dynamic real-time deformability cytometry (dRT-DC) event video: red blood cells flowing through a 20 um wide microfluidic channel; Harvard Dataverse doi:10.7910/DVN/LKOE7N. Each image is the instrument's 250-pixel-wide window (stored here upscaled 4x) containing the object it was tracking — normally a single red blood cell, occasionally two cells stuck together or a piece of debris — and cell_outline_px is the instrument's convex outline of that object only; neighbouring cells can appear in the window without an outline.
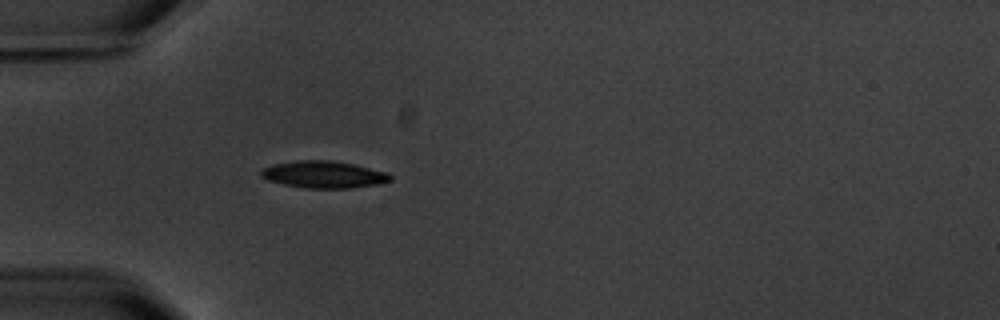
{"species": "common noctule bat (a hibernating species)", "species_latin": "Nyctalus noctula", "temperature_condition": "warm", "stored_images_in_passage": 1, "camera_frame_rate_fps": 3000, "um_per_image_px": 0.085, "animal": {"sex": "male", "body_mass_g": 20.1, "forearm_length_mm": 53.5}, "frame": {"image": 1, "passage_image": 1, "time_ms": 0.0, "image_size_px": [1000, 320], "cell_outline_px": [[392, 180], [380, 184], [348, 188], [308, 188], [284, 184], [268, 180], [260, 176], [260, 172], [264, 168], [272, 164], [296, 160], [332, 160], [352, 164], [388, 172], [392, 176]], "centroid_in_image_um": [27.53, 14.83], "position_along_channel_um": 57.5, "area_um2": 20.35}}